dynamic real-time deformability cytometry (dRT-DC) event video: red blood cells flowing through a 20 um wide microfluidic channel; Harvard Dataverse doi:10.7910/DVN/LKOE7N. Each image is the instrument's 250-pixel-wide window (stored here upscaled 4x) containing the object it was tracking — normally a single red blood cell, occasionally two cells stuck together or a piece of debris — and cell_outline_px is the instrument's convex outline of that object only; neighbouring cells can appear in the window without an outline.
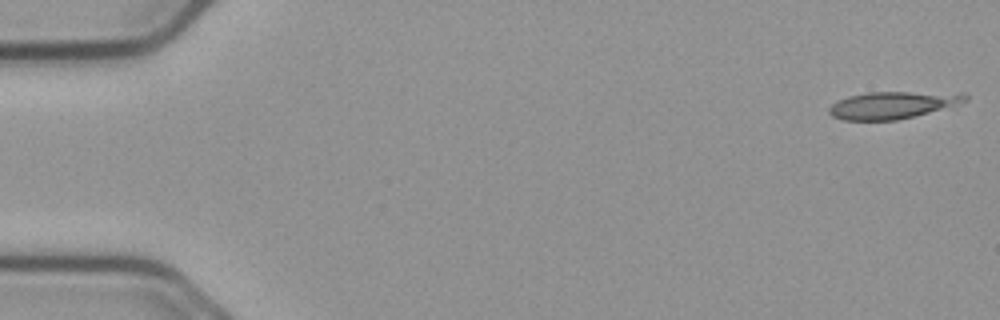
{"species": "common noctule bat (a hibernating species)", "species_latin": "Nyctalus noctula", "temperature_condition": "cold", "stored_images_in_passage": 8, "camera_frame_rate_fps": 3000, "um_per_image_px": 0.085, "animal": {"sex": "male", "body_mass_g": 23.1, "forearm_length_mm": 52.7}, "frame": {"image": 1, "passage_image": 1, "time_ms": 0.0, "image_size_px": [1000, 320], "cell_outline_px": [[968, 100], [956, 104], [928, 112], [896, 120], [844, 120], [832, 116], [828, 112], [828, 108], [836, 100], [848, 96], [868, 92], [964, 92], [968, 96]], "centroid_in_image_um": [75.85, 8.91], "position_along_channel_um": 9.2, "area_um2": 21.5}}